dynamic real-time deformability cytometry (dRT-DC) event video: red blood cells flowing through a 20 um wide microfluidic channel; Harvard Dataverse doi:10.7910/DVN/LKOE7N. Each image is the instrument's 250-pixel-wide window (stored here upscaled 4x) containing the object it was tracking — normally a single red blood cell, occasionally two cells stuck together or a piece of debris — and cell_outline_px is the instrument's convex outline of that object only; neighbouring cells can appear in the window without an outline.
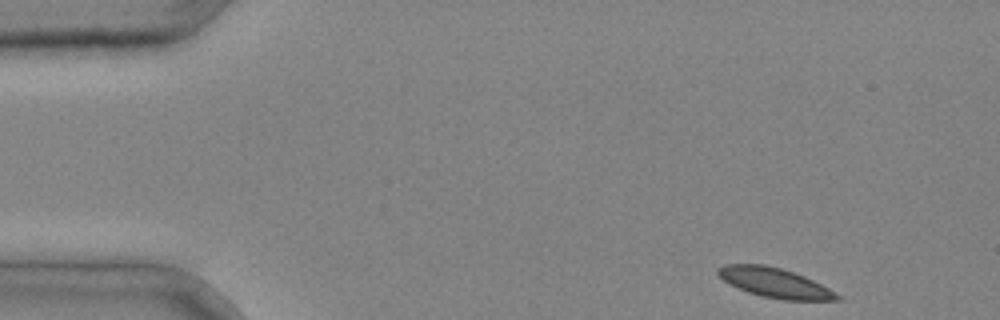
{"species": "common noctule bat (a hibernating species)", "species_latin": "Nyctalus noctula", "temperature_condition": "cold", "stored_images_in_passage": 4, "segment_of_instrument_passage": [1, 2], "camera_frame_rate_fps": 3000, "um_per_image_px": 0.085, "animal": {"sex": "male", "body_mass_g": 20.4}, "frame": {"image": 1, "passage_image": 1, "time_ms": 0.0, "image_size_px": [1000, 320], "cell_outline_px": [[840, 300], [784, 300], [760, 296], [748, 292], [724, 280], [716, 272], [716, 268], [724, 264], [764, 264], [780, 268], [804, 276], [828, 288], [840, 296]], "centroid_in_image_um": [65.83, 24.03], "position_along_channel_um": 19.2, "area_um2": 20.29}}